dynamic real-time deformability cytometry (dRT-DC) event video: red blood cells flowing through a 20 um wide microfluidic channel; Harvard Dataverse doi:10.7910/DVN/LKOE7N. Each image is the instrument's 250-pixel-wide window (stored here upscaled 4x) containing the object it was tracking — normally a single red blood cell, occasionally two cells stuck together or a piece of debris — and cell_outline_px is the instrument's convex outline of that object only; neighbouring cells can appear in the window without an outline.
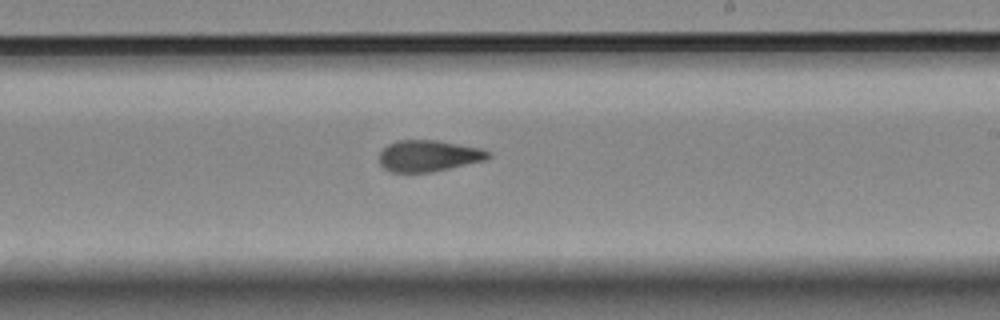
{"species": "Egyptian fruit bat (a non-hibernating species)", "species_latin": "Rousettus aegyptiacus", "temperature_condition": "room temperature", "stored_images_in_passage": 11, "segment_of_instrument_passage": [1, 2], "camera_frame_rate_fps": 3000, "um_per_image_px": 0.085, "animal": {"sex": "female"}, "frame": {"image": 1, "passage_image": 10, "time_ms": 11.333, "image_size_px": [1000, 320], "cell_outline_px": [[492, 156], [484, 160], [432, 172], [392, 172], [384, 168], [380, 164], [380, 152], [388, 144], [396, 140], [436, 140], [480, 148], [492, 152]], "centroid_in_image_um": [36.43, 13.24], "position_along_channel_um": 252.6, "area_um2": 19.83}}